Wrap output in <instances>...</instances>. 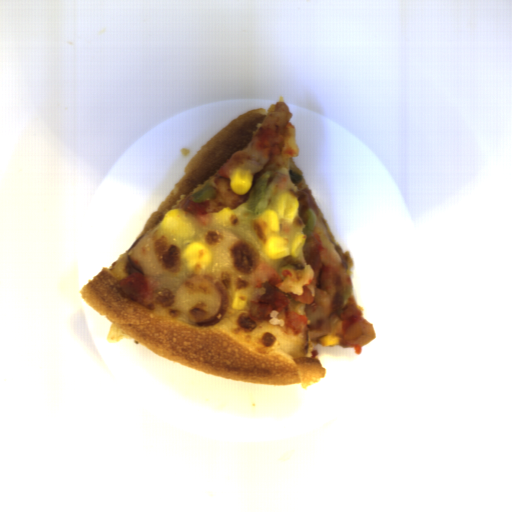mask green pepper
I'll return each instance as SVG.
<instances>
[{"label":"green pepper","instance_id":"green-pepper-1","mask_svg":"<svg viewBox=\"0 0 512 512\" xmlns=\"http://www.w3.org/2000/svg\"><path fill=\"white\" fill-rule=\"evenodd\" d=\"M272 179L271 170H267L253 180L248 191L247 201L244 203L249 211H254L264 197L269 195V181Z\"/></svg>","mask_w":512,"mask_h":512},{"label":"green pepper","instance_id":"green-pepper-2","mask_svg":"<svg viewBox=\"0 0 512 512\" xmlns=\"http://www.w3.org/2000/svg\"><path fill=\"white\" fill-rule=\"evenodd\" d=\"M302 221L304 223V227H303V230L301 231V233H305V238L310 236L315 225H316V216H315V213H314V210L311 209L310 207L305 209L304 213H303V217H302Z\"/></svg>","mask_w":512,"mask_h":512},{"label":"green pepper","instance_id":"green-pepper-3","mask_svg":"<svg viewBox=\"0 0 512 512\" xmlns=\"http://www.w3.org/2000/svg\"><path fill=\"white\" fill-rule=\"evenodd\" d=\"M215 196H217V189L205 185L199 192L188 197H190L194 202L198 203L201 201L210 200Z\"/></svg>","mask_w":512,"mask_h":512}]
</instances>
